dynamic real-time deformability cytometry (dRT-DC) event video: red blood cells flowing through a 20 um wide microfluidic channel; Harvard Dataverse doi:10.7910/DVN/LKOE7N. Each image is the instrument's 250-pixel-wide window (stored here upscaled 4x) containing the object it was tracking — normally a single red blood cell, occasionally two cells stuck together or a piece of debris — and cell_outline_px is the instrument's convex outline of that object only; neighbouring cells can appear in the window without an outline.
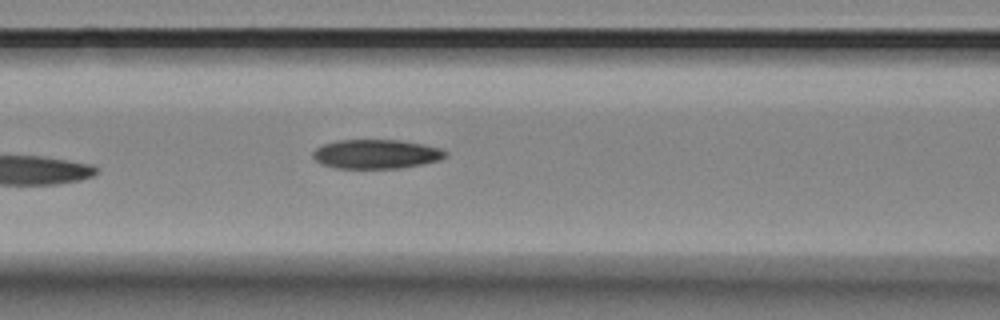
{"species": "Egyptian fruit bat (a non-hibernating species)", "species_latin": "Rousettus aegyptiacus", "temperature_condition": "room temperature", "stored_images_in_passage": 7, "segment_of_instrument_passage": [1, 2], "camera_frame_rate_fps": 3000, "um_per_image_px": 0.085, "animal": {"sex": "female"}, "frame": {"image": 1, "passage_image": 6, "time_ms": 1.667, "image_size_px": [1000, 320], "cell_outline_px": [[448, 156], [440, 160], [400, 168], [336, 168], [324, 164], [316, 160], [312, 156], [312, 152], [316, 148], [324, 144], [336, 140], [400, 140], [424, 144], [440, 148], [448, 152]], "centroid_in_image_um": [32.0, 13.09], "position_along_channel_um": 134.6, "area_um2": 22.54}}